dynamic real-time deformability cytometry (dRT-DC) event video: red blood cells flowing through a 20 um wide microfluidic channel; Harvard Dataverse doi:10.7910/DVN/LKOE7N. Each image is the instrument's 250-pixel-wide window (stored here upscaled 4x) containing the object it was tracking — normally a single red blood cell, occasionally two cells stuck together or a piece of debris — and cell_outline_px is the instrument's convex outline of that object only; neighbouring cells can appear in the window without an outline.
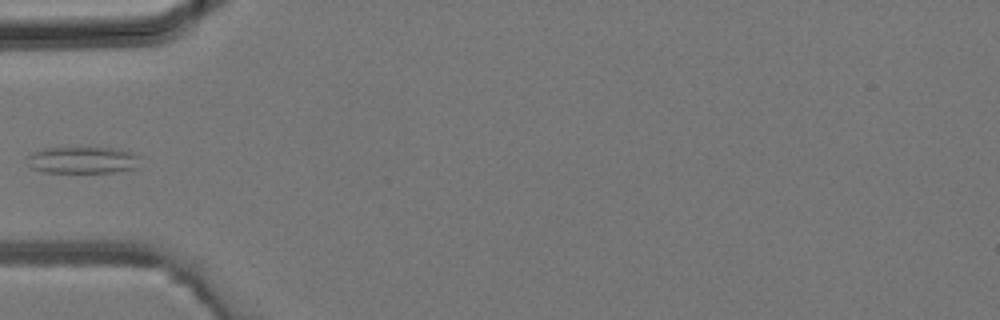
{"species": "common noctule bat (a hibernating species)", "species_latin": "Nyctalus noctula", "temperature_condition": "room temperature", "stored_images_in_passage": 29, "camera_frame_rate_fps": 3000, "um_per_image_px": 0.085, "animal": {"sex": "male", "body_mass_g": 19.2, "forearm_length_mm": 51.8}, "frame": {"image": 1, "passage_image": 1, "time_ms": 0.0, "image_size_px": [1000, 320], "cell_outline_px": [[140, 168], [116, 172], [44, 172], [32, 168], [28, 164], [28, 156], [32, 152], [44, 148], [116, 148], [132, 152], [140, 156]], "centroid_in_image_um": [7.1, 13.61], "position_along_channel_um": 77.9, "area_um2": 17.8}}
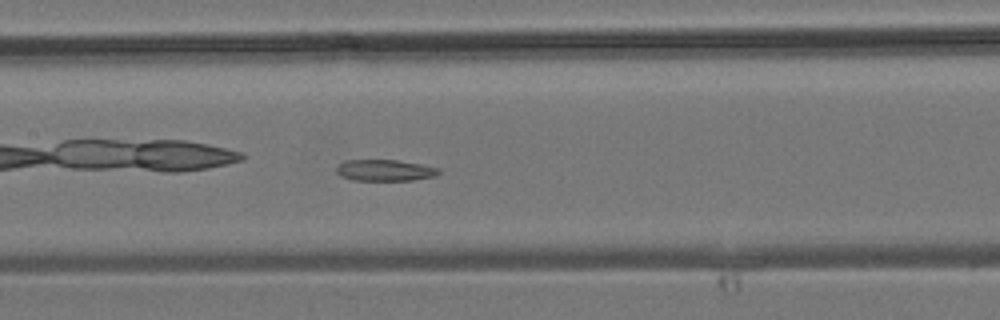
{"frame": {"image": 2, "passage_image": 7, "time_ms": 2.0, "image_size_px": [1000, 320], "cell_outline_px": [[440, 172], [436, 176], [412, 180], [352, 180], [340, 176], [336, 172], [336, 168], [344, 160], [396, 160], [420, 164], [440, 168]], "centroid_in_image_um": [32.71, 14.48], "position_along_channel_um": 174.7, "area_um2": 12.72}}
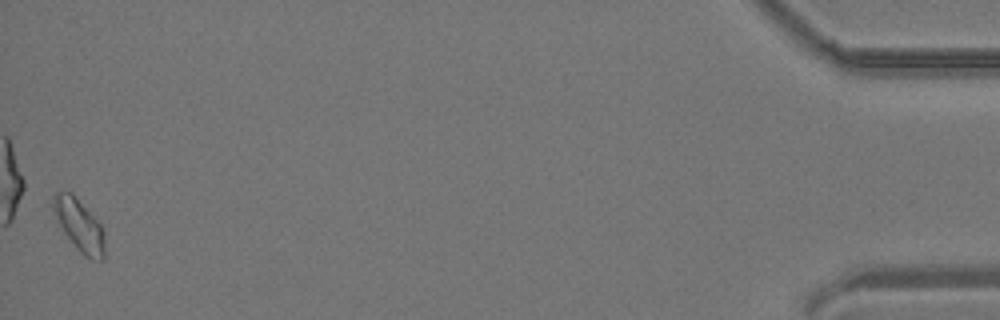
{"frame": {"image": 3, "passage_image": 29, "time_ms": 9.333, "image_size_px": [1000, 320], "cell_outline_px": [[104, 260], [92, 260], [84, 256], [76, 248], [64, 232], [52, 208], [52, 196], [56, 192], [72, 192], [100, 224], [104, 232]], "centroid_in_image_um": [6.74, 19.15], "position_along_channel_um": 428.5, "area_um2": 15.43}}